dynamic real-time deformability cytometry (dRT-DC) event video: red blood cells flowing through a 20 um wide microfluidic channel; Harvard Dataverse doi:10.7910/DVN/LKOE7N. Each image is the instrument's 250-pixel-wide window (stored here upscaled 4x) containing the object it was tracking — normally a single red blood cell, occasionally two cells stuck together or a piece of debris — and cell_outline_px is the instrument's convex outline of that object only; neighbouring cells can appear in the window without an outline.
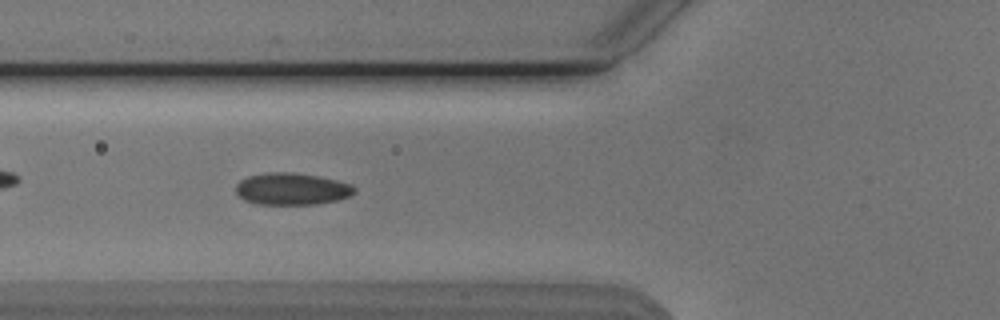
{"species": "Egyptian fruit bat (a non-hibernating species)", "species_latin": "Rousettus aegyptiacus", "temperature_condition": "cold", "stored_images_in_passage": 47, "camera_frame_rate_fps": 3000, "um_per_image_px": 0.085, "animal": {"sex": "male"}, "frame": {"image": 1, "passage_image": 13, "time_ms": 4.0, "image_size_px": [1000, 320], "cell_outline_px": [[356, 192], [348, 196], [336, 200], [316, 204], [256, 204], [244, 200], [236, 192], [236, 184], [240, 180], [248, 176], [268, 172], [296, 172], [336, 180], [352, 184], [356, 188]], "centroid_in_image_um": [24.79, 16.05], "position_along_channel_um": 101.0, "area_um2": 22.08}}
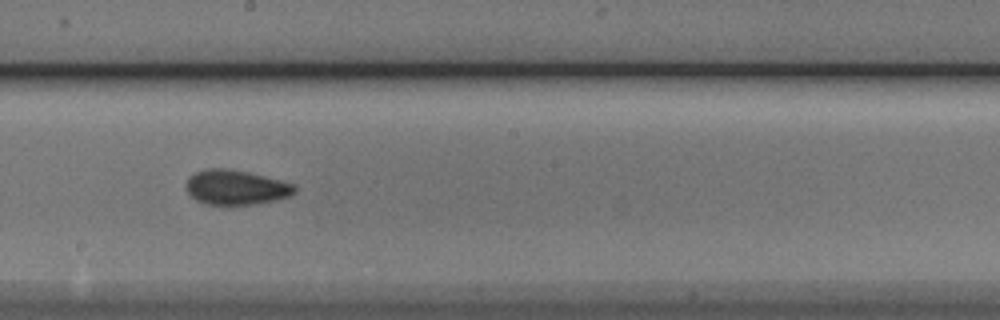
{"frame": {"image": 2, "passage_image": 23, "time_ms": 7.333, "image_size_px": [1000, 320], "cell_outline_px": [[296, 192], [288, 196], [276, 200], [256, 204], [204, 204], [196, 200], [188, 192], [184, 184], [188, 176], [204, 168], [228, 168], [248, 172], [280, 180], [292, 184], [296, 188]], "centroid_in_image_um": [20.01, 15.91], "position_along_channel_um": 228.2, "area_um2": 22.02}}
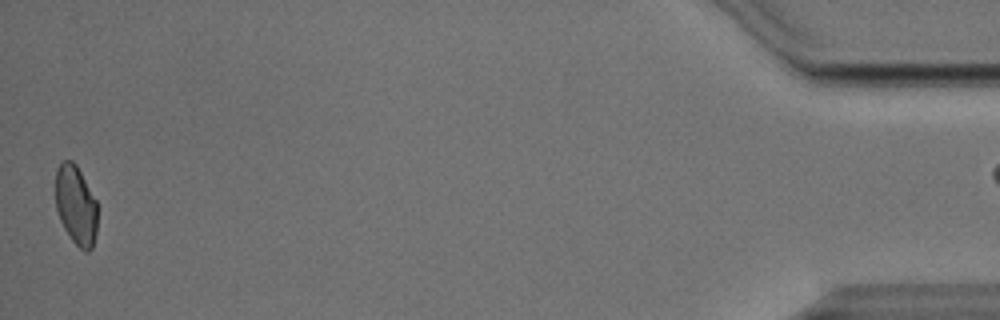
{"frame": {"image": 3, "passage_image": 46, "time_ms": 15.0, "image_size_px": [1000, 320], "cell_outline_px": [[96, 232], [92, 248], [88, 252], [84, 252], [72, 240], [64, 228], [60, 220], [56, 208], [56, 168], [64, 160], [72, 160], [76, 164], [96, 200]], "centroid_in_image_um": [6.44, 17.44], "position_along_channel_um": 428.8, "area_um2": 19.25}}